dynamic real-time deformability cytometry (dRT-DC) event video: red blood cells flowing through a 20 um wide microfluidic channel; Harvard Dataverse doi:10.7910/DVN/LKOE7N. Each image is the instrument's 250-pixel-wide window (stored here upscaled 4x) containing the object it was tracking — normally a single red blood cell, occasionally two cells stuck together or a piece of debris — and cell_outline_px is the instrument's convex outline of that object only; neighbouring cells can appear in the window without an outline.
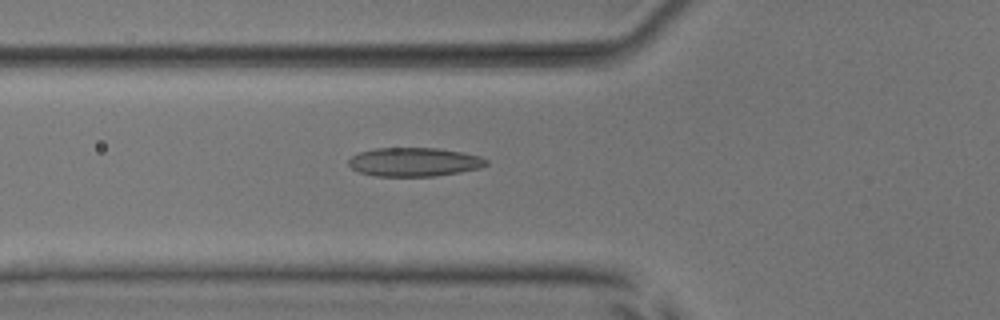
{"species": "common noctule bat (a hibernating species)", "species_latin": "Nyctalus noctula", "temperature_condition": "room temperature", "stored_images_in_passage": 52, "camera_frame_rate_fps": 3000, "um_per_image_px": 0.085, "animal": {"sex": "male", "body_mass_g": 17.9, "forearm_length_mm": 54.2}, "frame": {"image": 1, "passage_image": 19, "time_ms": 6.0, "image_size_px": [1000, 320], "cell_outline_px": [[488, 164], [480, 168], [460, 172], [436, 176], [376, 176], [360, 172], [352, 168], [348, 164], [348, 160], [352, 156], [360, 152], [376, 148], [436, 148], [460, 152], [480, 156], [488, 160]], "centroid_in_image_um": [35.22, 13.77], "position_along_channel_um": 90.6, "area_um2": 23.0}}
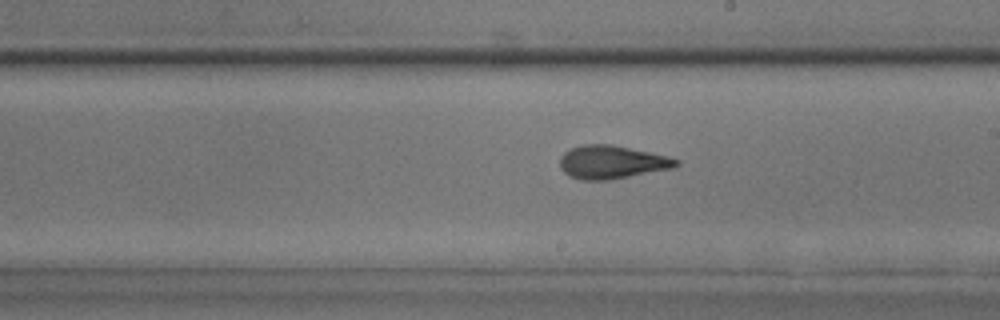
{"frame": {"image": 2, "passage_image": 30, "time_ms": 9.667, "image_size_px": [1000, 320], "cell_outline_px": [[680, 164], [676, 168], [608, 180], [580, 180], [568, 176], [560, 168], [560, 156], [564, 152], [572, 148], [584, 144], [612, 144], [668, 156], [680, 160]], "centroid_in_image_um": [52.02, 13.79], "position_along_channel_um": 237.0, "area_um2": 22.77}}
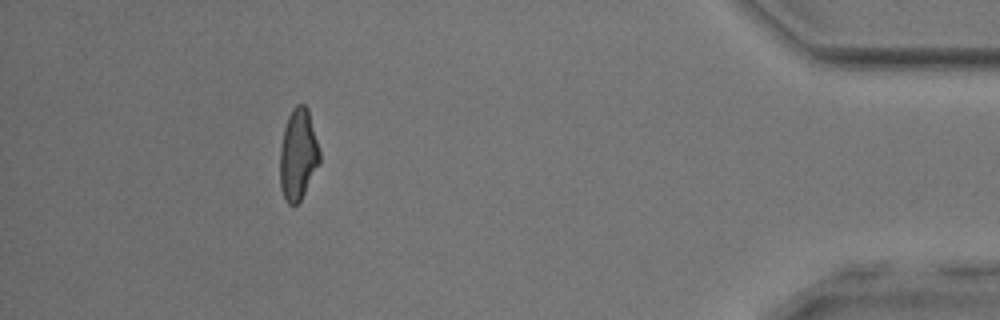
{"frame": {"image": 3, "passage_image": 47, "time_ms": 15.333, "image_size_px": [1000, 320], "cell_outline_px": [[320, 164], [300, 200], [296, 204], [288, 204], [280, 188], [280, 148], [284, 128], [288, 116], [292, 108], [296, 104], [304, 104], [308, 108], [320, 152]], "centroid_in_image_um": [25.34, 13.11], "position_along_channel_um": 409.9, "area_um2": 21.1}, "authors_computed_cell_mechanics": {"area_um2": 22.2819, "velocity_mm_per_s": 3.9933, "shape_relaxation_time_tau1_ms": 8.1804, "shape_relaxation_time_tau2_ms": 1.8648, "deformation_change_tau1": 0.23, "deformation_change_tau2": 0.0876}}